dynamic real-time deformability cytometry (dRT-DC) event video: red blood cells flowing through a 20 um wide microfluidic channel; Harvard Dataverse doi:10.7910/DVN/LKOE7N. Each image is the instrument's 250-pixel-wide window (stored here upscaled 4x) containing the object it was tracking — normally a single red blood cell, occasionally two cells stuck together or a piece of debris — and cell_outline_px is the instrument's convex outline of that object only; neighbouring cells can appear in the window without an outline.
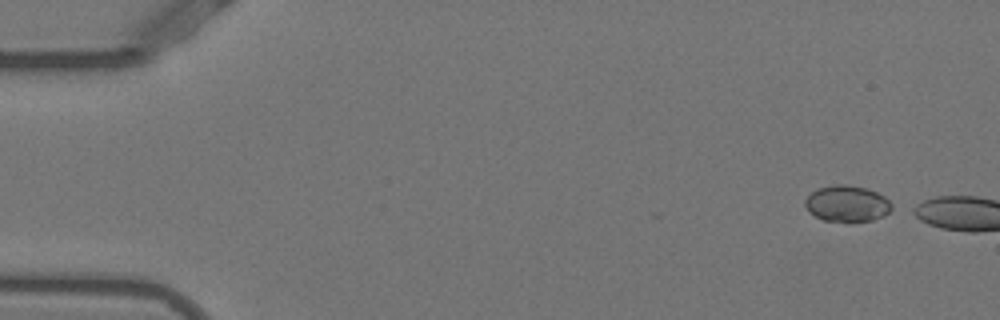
{"species": "Egyptian fruit bat (a non-hibernating species)", "species_latin": "Rousettus aegyptiacus", "temperature_condition": "warm", "stored_images_in_passage": 3, "camera_frame_rate_fps": 3000, "um_per_image_px": 0.085, "animal": {"sex": "female"}, "frame": {"image": 1, "passage_image": 1, "time_ms": 0.0, "image_size_px": [1000, 320], "cell_outline_px": [[896, 208], [884, 216], [872, 220], [852, 224], [848, 224], [824, 220], [808, 212], [804, 204], [804, 200], [816, 188], [832, 184], [844, 184], [868, 188], [884, 196]], "centroid_in_image_um": [72.02, 17.34], "position_along_channel_um": 13.0, "area_um2": 19.07}}